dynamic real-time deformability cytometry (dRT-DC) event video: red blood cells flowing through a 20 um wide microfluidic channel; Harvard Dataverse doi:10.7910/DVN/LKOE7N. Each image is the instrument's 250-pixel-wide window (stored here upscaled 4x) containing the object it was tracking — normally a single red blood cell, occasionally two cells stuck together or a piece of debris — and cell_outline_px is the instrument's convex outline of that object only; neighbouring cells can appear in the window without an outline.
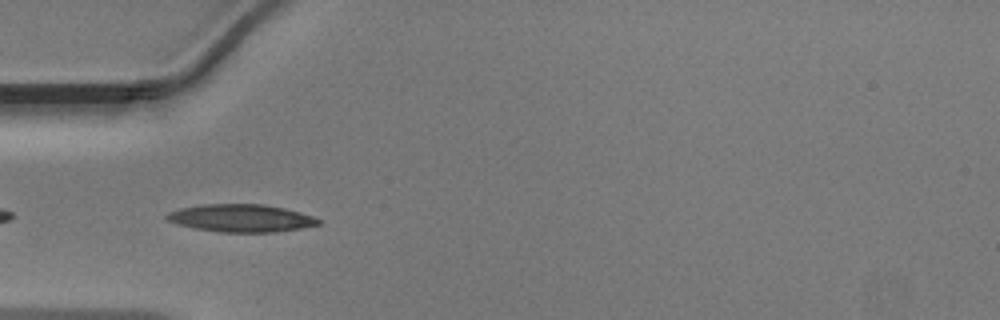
{"species": "Egyptian fruit bat (a non-hibernating species)", "species_latin": "Rousettus aegyptiacus", "temperature_condition": "warm", "stored_images_in_passage": 22, "camera_frame_rate_fps": 3000, "um_per_image_px": 0.085, "animal": {"sex": "male"}, "frame": {"image": 1, "passage_image": 2, "time_ms": 0.333, "image_size_px": [1000, 320], "cell_outline_px": [[320, 224], [300, 228], [276, 232], [220, 232], [196, 228], [180, 224], [168, 220], [164, 216], [168, 212], [180, 208], [200, 204], [264, 204], [284, 208], [300, 212], [312, 216], [320, 220]], "centroid_in_image_um": [20.49, 18.53], "position_along_channel_um": 64.5, "area_um2": 24.28}}
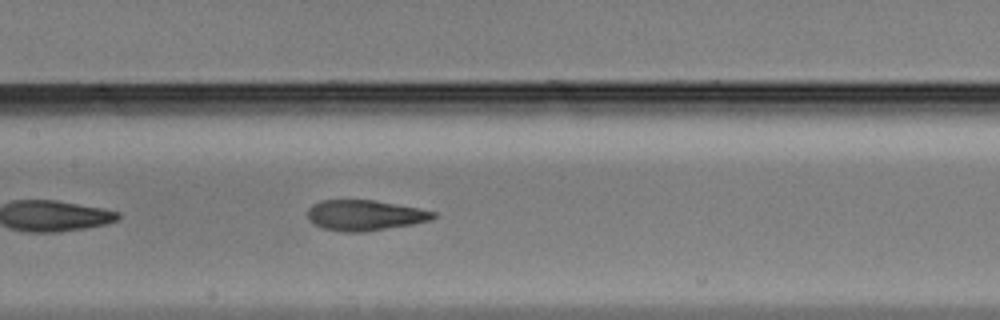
{"frame": {"image": 2, "passage_image": 10, "time_ms": 3.0, "image_size_px": [1000, 320], "cell_outline_px": [[436, 216], [432, 220], [412, 224], [364, 232], [340, 232], [320, 228], [312, 224], [308, 220], [308, 208], [312, 204], [320, 200], [372, 200], [396, 204], [436, 212]], "centroid_in_image_um": [30.94, 18.31], "position_along_channel_um": 176.5, "area_um2": 22.48}}
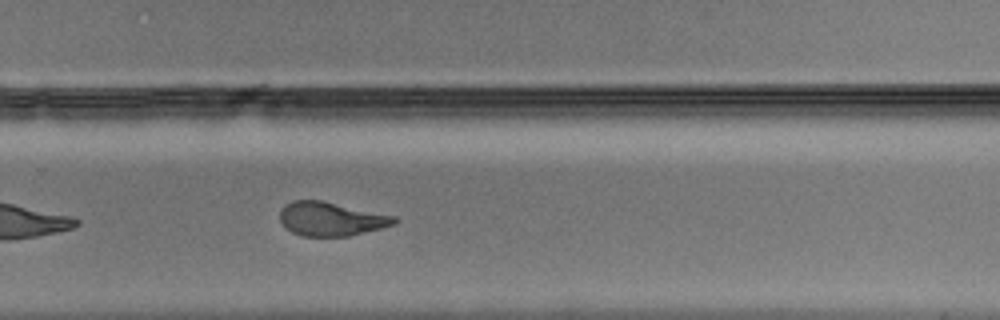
{"frame": {"image": 3, "passage_image": 19, "time_ms": 6.0, "image_size_px": [1000, 320], "cell_outline_px": [[396, 224], [348, 236], [304, 236], [292, 232], [284, 228], [280, 220], [280, 208], [284, 204], [292, 200], [320, 200], [396, 216]], "centroid_in_image_um": [28.09, 18.6], "position_along_channel_um": 301.7, "area_um2": 22.54}}